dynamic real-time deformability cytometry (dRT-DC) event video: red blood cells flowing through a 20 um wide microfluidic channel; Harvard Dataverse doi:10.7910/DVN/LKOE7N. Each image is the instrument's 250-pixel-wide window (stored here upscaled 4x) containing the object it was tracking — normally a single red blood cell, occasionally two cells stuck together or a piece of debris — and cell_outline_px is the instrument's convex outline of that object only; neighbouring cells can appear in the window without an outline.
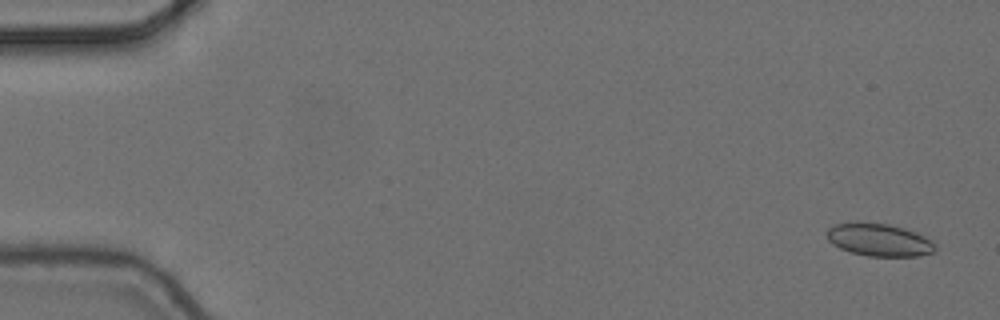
{"species": "common noctule bat (a hibernating species)", "species_latin": "Nyctalus noctula", "temperature_condition": "cold", "stored_images_in_passage": 5, "camera_frame_rate_fps": 3000, "um_per_image_px": 0.085, "animal": {"sex": "female", "body_mass_g": 24.6, "forearm_length_mm": 56.2}, "frame": {"image": 1, "passage_image": 1, "time_ms": 0.0, "image_size_px": [1000, 320], "cell_outline_px": [[936, 252], [920, 256], [868, 256], [852, 252], [840, 248], [832, 244], [828, 240], [828, 228], [836, 224], [856, 220], [888, 224], [904, 228], [916, 232], [932, 240], [936, 244]], "centroid_in_image_um": [74.75, 20.37], "position_along_channel_um": 10.3, "area_um2": 20.98}}
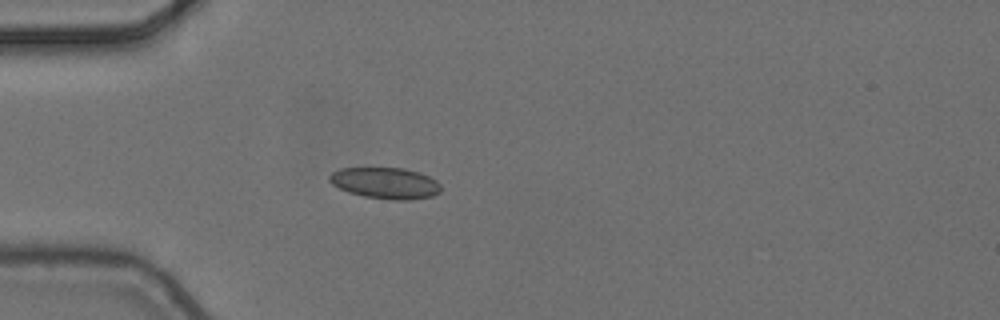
{"frame": {"image": 2, "passage_image": 5, "time_ms": 1.333, "image_size_px": [1000, 320], "cell_outline_px": [[440, 192], [432, 196], [408, 200], [392, 200], [364, 196], [348, 192], [332, 184], [328, 180], [328, 176], [332, 172], [340, 168], [404, 168], [420, 172], [436, 180], [440, 184]], "centroid_in_image_um": [32.75, 15.56], "position_along_channel_um": 52.2, "area_um2": 20.35}}